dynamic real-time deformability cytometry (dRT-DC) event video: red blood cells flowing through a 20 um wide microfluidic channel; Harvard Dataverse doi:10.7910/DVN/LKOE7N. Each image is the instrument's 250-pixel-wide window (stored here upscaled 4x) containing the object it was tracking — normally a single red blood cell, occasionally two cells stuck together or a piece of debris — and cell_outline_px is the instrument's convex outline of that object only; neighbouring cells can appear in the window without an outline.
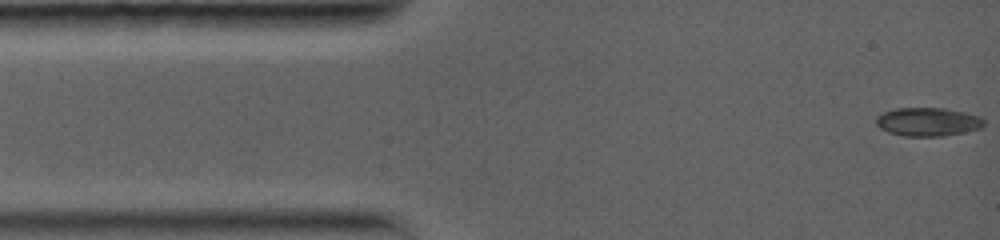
{"species": "common noctule bat (a hibernating species)", "species_latin": "Nyctalus noctula", "temperature_condition": "warm", "stored_images_in_passage": 85, "camera_frame_rate_fps": 5000, "um_per_image_px": 0.085, "animal": {"sex": "female", "body_mass_g": 19.0, "forearm_length_mm": 56.7}, "frame": {"image": 1, "passage_image": 1, "time_ms": 0.0, "image_size_px": [1000, 240], "cell_outline_px": [[984, 124], [980, 128], [964, 132], [944, 136], [904, 136], [888, 132], [880, 128], [876, 124], [876, 116], [884, 112], [896, 108], [944, 108], [964, 112], [976, 116], [984, 120]], "centroid_in_image_um": [78.83, 10.36], "position_along_channel_um": 6.2, "area_um2": 17.8}}
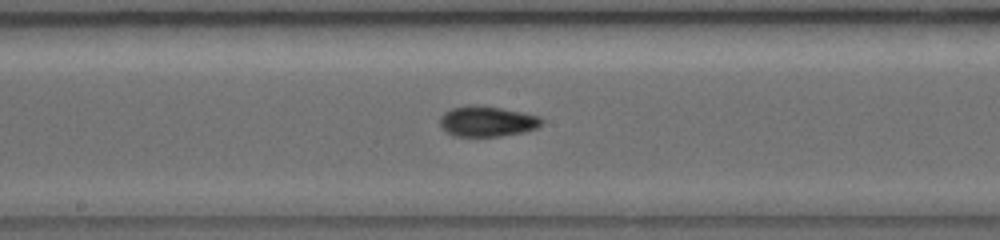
{"frame": {"image": 2, "passage_image": 37, "time_ms": 7.2, "image_size_px": [1000, 240], "cell_outline_px": [[544, 120], [536, 128], [524, 132], [500, 136], [452, 136], [444, 132], [440, 124], [440, 116], [444, 112], [452, 108], [468, 104], [476, 104], [524, 112], [540, 116]], "centroid_in_image_um": [41.37, 10.31], "position_along_channel_um": 206.8, "area_um2": 18.32}}
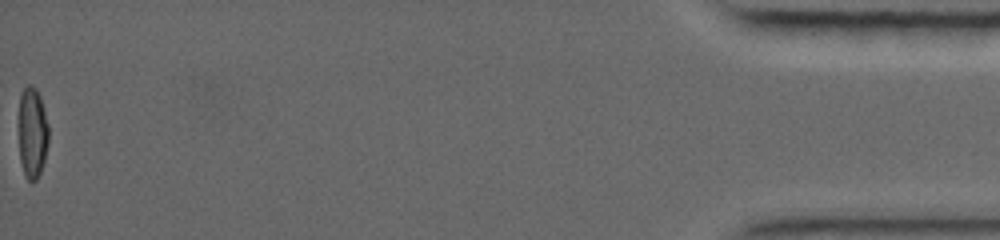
{"frame": {"image": 3, "passage_image": 85, "time_ms": 16.8, "image_size_px": [1000, 240], "cell_outline_px": [[48, 144], [44, 160], [40, 172], [36, 180], [32, 184], [24, 176], [20, 160], [16, 124], [20, 92], [28, 84], [32, 84], [36, 88], [40, 96], [48, 124]], "centroid_in_image_um": [2.69, 11.26], "position_along_channel_um": 432.5, "area_um2": 16.76}, "authors_computed_cell_mechanics": {"area_um2": 16.9932, "velocity_mm_per_s": 3.8568, "shape_relaxation_time_tau1_ms": 8.0595, "shape_relaxation_time_tau2_ms": 4.6076, "deformation_change_tau1": 0.1785, "deformation_change_tau2": 0.0689}}